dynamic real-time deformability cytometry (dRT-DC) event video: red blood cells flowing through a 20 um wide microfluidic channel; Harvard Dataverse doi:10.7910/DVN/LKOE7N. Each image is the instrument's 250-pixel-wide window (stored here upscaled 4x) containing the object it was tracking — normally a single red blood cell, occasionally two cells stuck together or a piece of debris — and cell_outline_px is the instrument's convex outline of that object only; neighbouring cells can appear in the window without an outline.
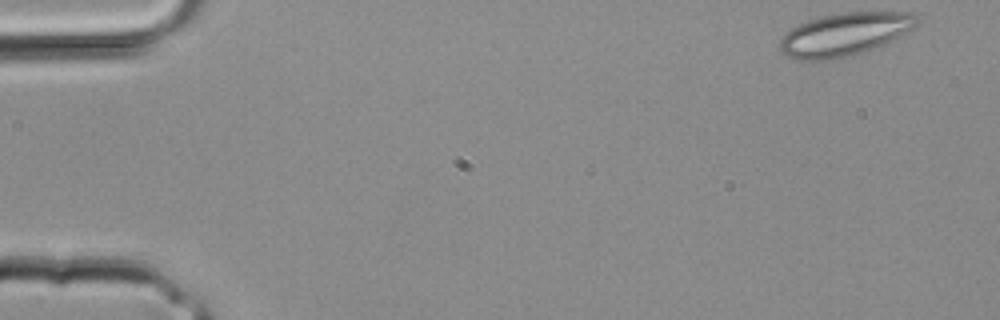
{"species": "common noctule bat (a hibernating species)", "species_latin": "Nyctalus noctula", "temperature_condition": "room temperature", "stored_images_in_passage": 34, "camera_frame_rate_fps": 3000, "um_per_image_px": 0.085, "animal": {"sex": "male", "body_mass_g": 20.4}, "frame": {"image": 1, "passage_image": 1, "time_ms": 0.0, "image_size_px": [1000, 320], "cell_outline_px": [[920, 24], [916, 28], [872, 48], [836, 60], [792, 60], [780, 52], [780, 40], [792, 28], [808, 20], [820, 16], [844, 12], [912, 12], [920, 20]], "centroid_in_image_um": [71.79, 2.91], "position_along_channel_um": 13.2, "area_um2": 34.28}}
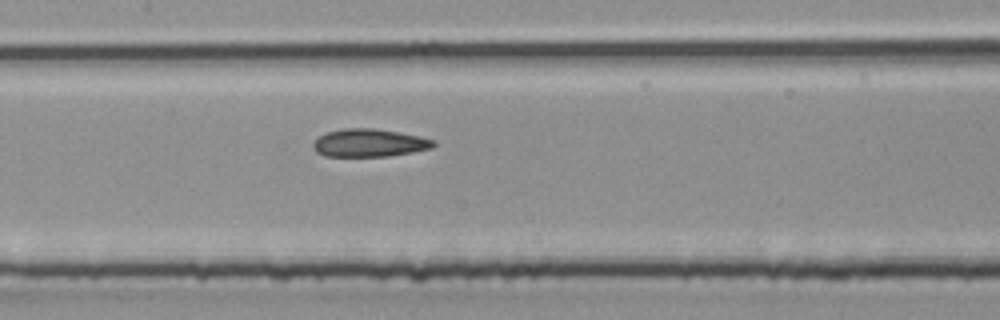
{"frame": {"image": 2, "passage_image": 16, "time_ms": 5.0, "image_size_px": [1000, 320], "cell_outline_px": [[436, 144], [432, 148], [412, 152], [388, 156], [324, 156], [316, 152], [312, 144], [320, 136], [328, 132], [344, 128], [372, 128], [420, 136], [436, 140]], "centroid_in_image_um": [31.41, 12.15], "position_along_channel_um": 176.0, "area_um2": 19.42}}
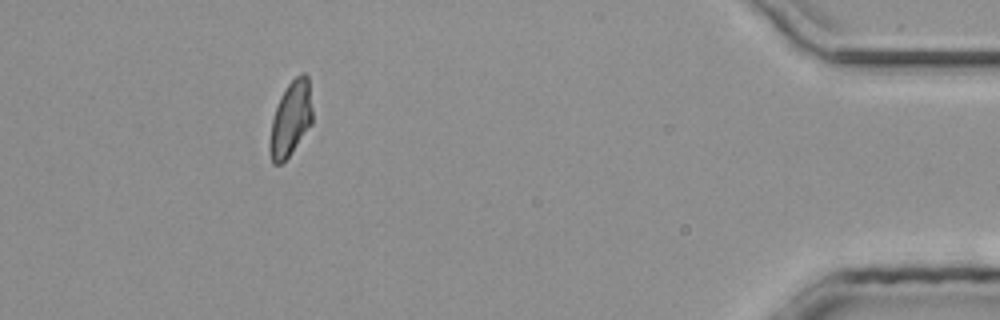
{"frame": {"image": 3, "passage_image": 31, "time_ms": 10.0, "image_size_px": [1000, 320], "cell_outline_px": [[312, 124], [292, 152], [280, 164], [272, 164], [268, 148], [268, 144], [272, 120], [280, 96], [288, 84], [300, 72], [304, 72], [308, 76], [312, 108]], "centroid_in_image_um": [24.7, 10.1], "position_along_channel_um": 410.5, "area_um2": 18.73}}